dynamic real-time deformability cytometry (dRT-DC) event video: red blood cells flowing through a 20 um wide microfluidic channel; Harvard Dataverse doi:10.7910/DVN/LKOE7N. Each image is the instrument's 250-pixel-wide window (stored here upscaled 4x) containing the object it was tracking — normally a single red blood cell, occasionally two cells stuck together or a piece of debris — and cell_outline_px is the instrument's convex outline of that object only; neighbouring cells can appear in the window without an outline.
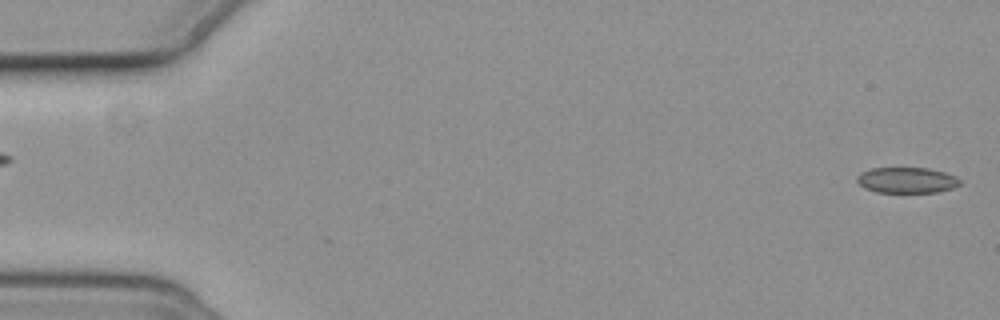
{"species": "common noctule bat (a hibernating species)", "species_latin": "Nyctalus noctula", "temperature_condition": "cold", "stored_images_in_passage": 3, "segment_of_instrument_passage": [2, 2], "camera_frame_rate_fps": 3000, "um_per_image_px": 0.085, "animal": {"sex": "female", "body_mass_g": 19.3, "forearm_length_mm": 54.1}, "frame": {"image": 1, "passage_image": 3, "time_ms": 2.333, "image_size_px": [1000, 320], "cell_outline_px": [[960, 184], [952, 188], [936, 192], [876, 192], [864, 188], [856, 180], [856, 176], [860, 172], [872, 168], [928, 168], [944, 172], [956, 176], [960, 180]], "centroid_in_image_um": [77.05, 15.31], "position_along_channel_um": 8.0, "area_um2": 15.43}}